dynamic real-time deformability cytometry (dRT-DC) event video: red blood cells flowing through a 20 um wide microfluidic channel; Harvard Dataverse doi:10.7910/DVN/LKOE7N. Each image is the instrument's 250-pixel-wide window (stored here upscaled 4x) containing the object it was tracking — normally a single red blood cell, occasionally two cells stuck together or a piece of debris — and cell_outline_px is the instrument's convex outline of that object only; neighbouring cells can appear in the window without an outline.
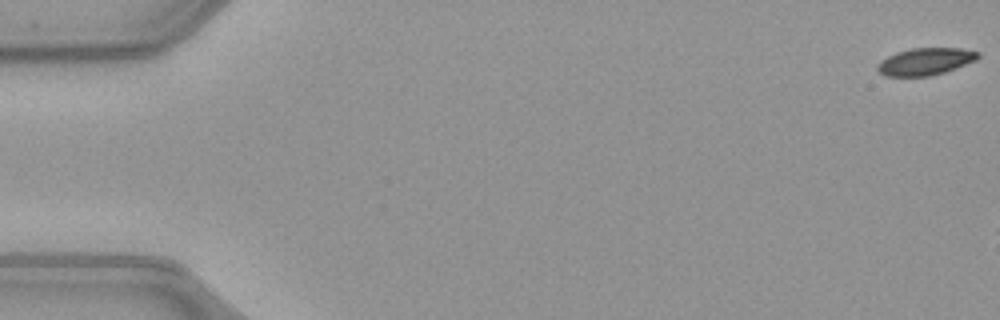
{"species": "common noctule bat (a hibernating species)", "species_latin": "Nyctalus noctula", "temperature_condition": "warm", "stored_images_in_passage": 7, "camera_frame_rate_fps": 3000, "um_per_image_px": 0.085, "animal": {"sex": "female", "body_mass_g": 21.9}, "frame": {"image": 1, "passage_image": 1, "time_ms": 0.0, "image_size_px": [1000, 320], "cell_outline_px": [[980, 56], [976, 60], [956, 68], [932, 76], [884, 76], [876, 68], [876, 64], [880, 60], [896, 52], [912, 48], [960, 48], [980, 52]], "centroid_in_image_um": [78.64, 5.23], "position_along_channel_um": 6.4, "area_um2": 16.01}}